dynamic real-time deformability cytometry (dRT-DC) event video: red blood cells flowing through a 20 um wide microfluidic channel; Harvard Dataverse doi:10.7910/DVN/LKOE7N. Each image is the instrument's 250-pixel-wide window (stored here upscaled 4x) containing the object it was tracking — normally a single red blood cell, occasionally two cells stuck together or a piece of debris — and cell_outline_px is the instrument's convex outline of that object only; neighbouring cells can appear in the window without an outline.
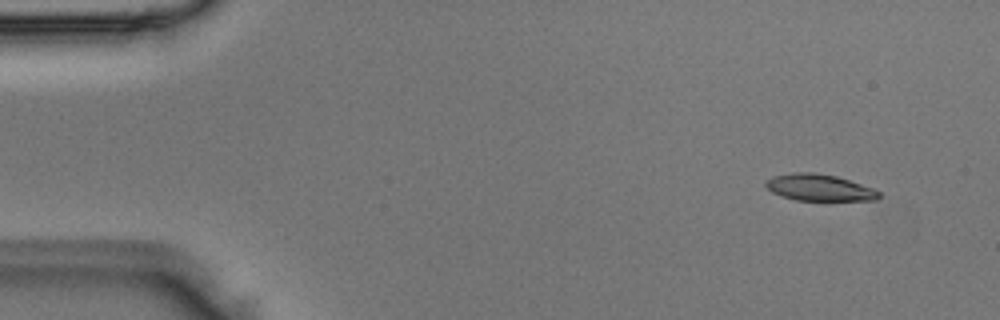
{"species": "Egyptian fruit bat (a non-hibernating species)", "species_latin": "Rousettus aegyptiacus", "temperature_condition": "room temperature", "stored_images_in_passage": 3, "camera_frame_rate_fps": 3000, "um_per_image_px": 0.085, "animal": {"sex": "male"}, "frame": {"image": 1, "passage_image": 1, "time_ms": 0.0, "image_size_px": [1000, 320], "cell_outline_px": [[880, 196], [876, 200], [796, 200], [772, 192], [764, 184], [772, 176], [792, 172], [816, 172], [836, 176], [872, 188], [880, 192]], "centroid_in_image_um": [69.63, 15.93], "position_along_channel_um": 15.4, "area_um2": 17.34}}
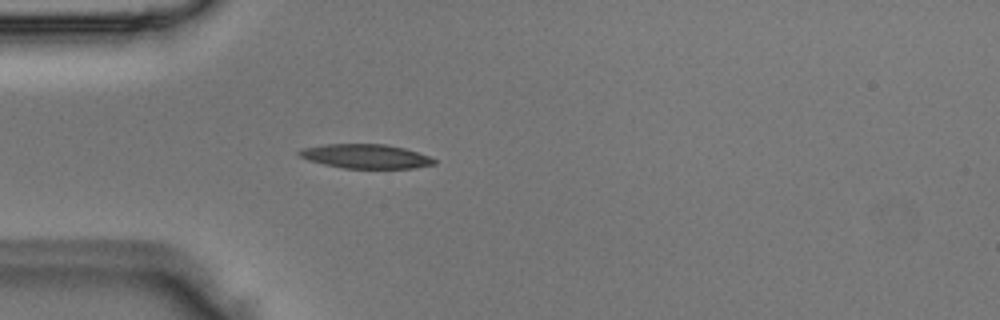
{"frame": {"image": 2, "passage_image": 3, "time_ms": 0.667, "image_size_px": [1000, 320], "cell_outline_px": [[436, 164], [412, 168], [344, 168], [324, 164], [308, 160], [300, 156], [296, 152], [300, 148], [324, 144], [388, 144], [404, 148], [428, 156], [436, 160]], "centroid_in_image_um": [31.05, 13.28], "position_along_channel_um": 54.0, "area_um2": 19.02}}